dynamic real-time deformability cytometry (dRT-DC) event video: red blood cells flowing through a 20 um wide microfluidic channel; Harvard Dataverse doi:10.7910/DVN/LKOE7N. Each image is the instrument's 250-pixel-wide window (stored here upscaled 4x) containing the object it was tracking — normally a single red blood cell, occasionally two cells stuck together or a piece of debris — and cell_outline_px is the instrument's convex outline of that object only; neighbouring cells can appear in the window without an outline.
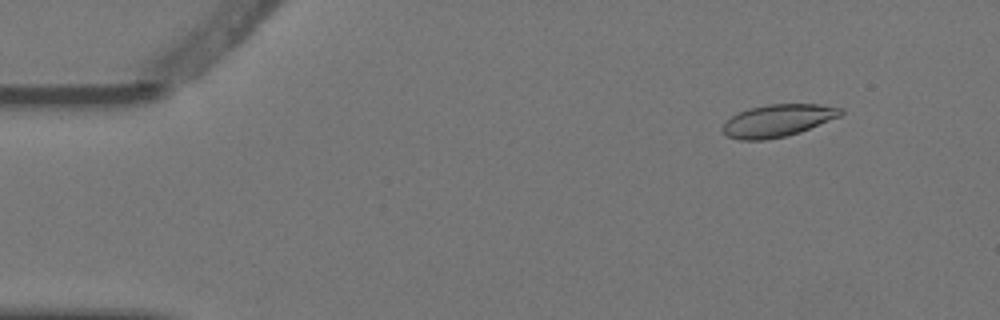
{"species": "Egyptian fruit bat (a non-hibernating species)", "species_latin": "Rousettus aegyptiacus", "temperature_condition": "warm", "stored_images_in_passage": 5, "camera_frame_rate_fps": 3000, "um_per_image_px": 0.085, "animal": {"sex": "female"}, "frame": {"image": 1, "passage_image": 2, "time_ms": 0.333, "image_size_px": [1000, 320], "cell_outline_px": [[844, 112], [840, 116], [800, 132], [784, 136], [764, 140], [740, 140], [728, 136], [720, 128], [736, 112], [748, 108], [768, 104], [820, 104], [844, 108]], "centroid_in_image_um": [66.11, 10.23], "position_along_channel_um": 18.9, "area_um2": 22.25}}
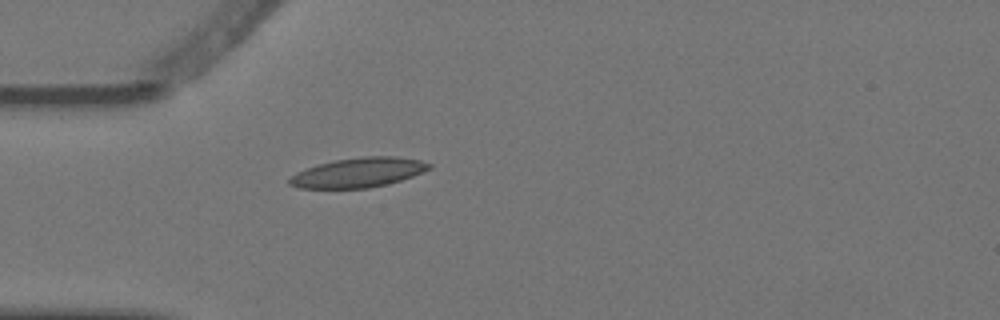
{"frame": {"image": 2, "passage_image": 5, "time_ms": 1.333, "image_size_px": [1000, 320], "cell_outline_px": [[432, 168], [424, 172], [388, 184], [368, 188], [300, 188], [288, 184], [288, 180], [296, 172], [316, 164], [336, 160], [364, 156], [396, 156], [420, 160], [432, 164]], "centroid_in_image_um": [30.47, 14.66], "position_along_channel_um": 54.5, "area_um2": 24.16}}